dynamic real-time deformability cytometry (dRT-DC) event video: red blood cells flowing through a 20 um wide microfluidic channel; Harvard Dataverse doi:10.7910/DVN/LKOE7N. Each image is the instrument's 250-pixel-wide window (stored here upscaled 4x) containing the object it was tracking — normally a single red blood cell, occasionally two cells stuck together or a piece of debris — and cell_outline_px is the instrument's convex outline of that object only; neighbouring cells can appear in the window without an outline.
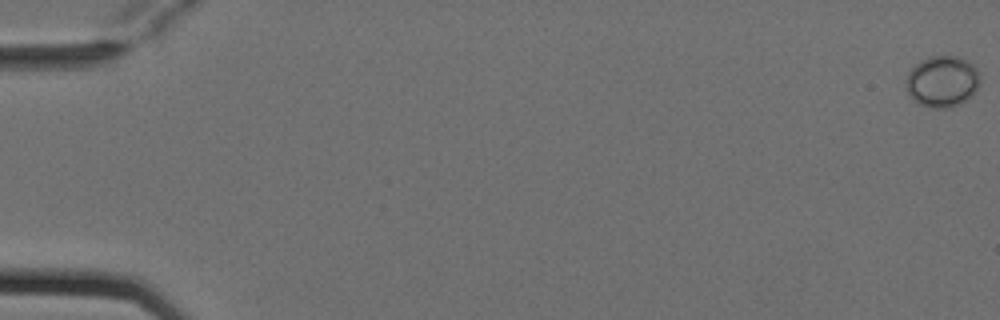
{"species": "Egyptian fruit bat (a non-hibernating species)", "species_latin": "Rousettus aegyptiacus", "temperature_condition": "cold", "stored_images_in_passage": 6, "camera_frame_rate_fps": 3000, "um_per_image_px": 0.085, "animal": {"sex": "female"}, "frame": {"image": 1, "passage_image": 1, "time_ms": 0.0, "image_size_px": [1000, 320], "cell_outline_px": [[980, 80], [976, 92], [972, 96], [960, 104], [948, 108], [932, 108], [920, 104], [908, 92], [904, 84], [904, 80], [908, 72], [920, 60], [928, 56], [960, 56], [972, 64], [980, 72]], "centroid_in_image_um": [80.1, 6.91], "position_along_channel_um": 4.9, "area_um2": 22.43}}
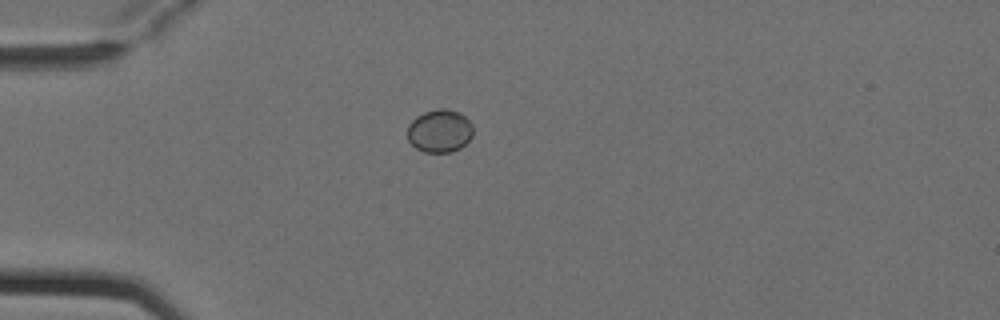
{"frame": {"image": 2, "passage_image": 5, "time_ms": 1.333, "image_size_px": [1000, 320], "cell_outline_px": [[472, 136], [460, 148], [452, 152], [424, 152], [416, 148], [408, 140], [408, 124], [416, 116], [424, 112], [436, 108], [448, 108], [460, 112], [472, 124]], "centroid_in_image_um": [37.36, 11.11], "position_along_channel_um": 47.6, "area_um2": 16.53}}
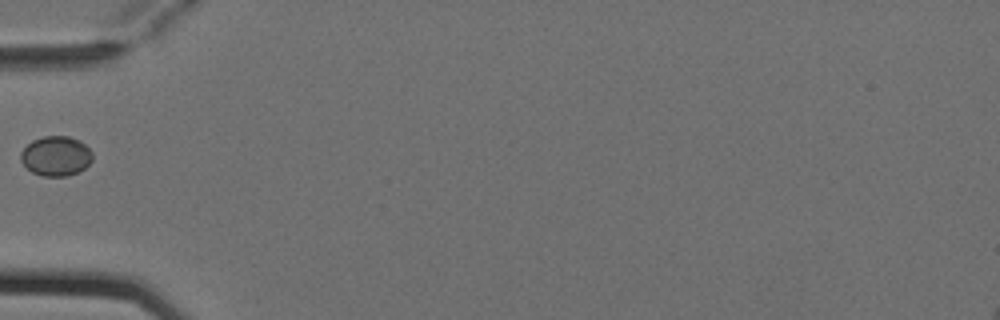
{"frame": {"image": 3, "passage_image": 6, "time_ms": 1.667, "image_size_px": [1000, 320], "cell_outline_px": [[92, 160], [84, 168], [68, 176], [44, 176], [32, 172], [20, 160], [20, 152], [32, 140], [44, 136], [68, 136], [80, 140], [92, 152]], "centroid_in_image_um": [4.75, 13.25], "position_along_channel_um": 80.3, "area_um2": 16.53}}